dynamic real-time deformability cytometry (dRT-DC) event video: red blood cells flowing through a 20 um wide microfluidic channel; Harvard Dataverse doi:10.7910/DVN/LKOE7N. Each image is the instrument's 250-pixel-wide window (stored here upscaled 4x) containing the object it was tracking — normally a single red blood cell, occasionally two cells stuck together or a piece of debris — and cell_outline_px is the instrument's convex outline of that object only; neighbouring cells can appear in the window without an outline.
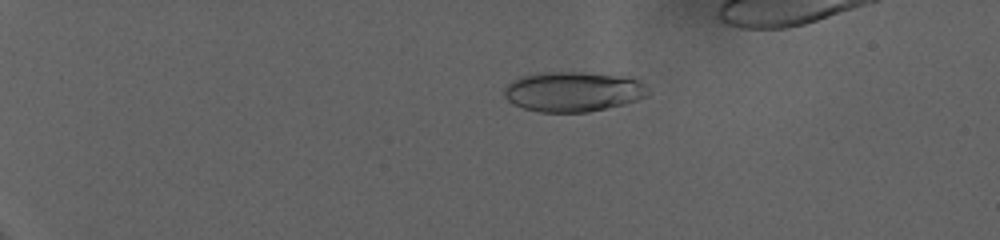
{"species": "human", "species_latin": "Homo sapiens", "temperature_condition": "warm", "stored_images_in_passage": 63, "camera_frame_rate_fps": 3000, "um_per_image_px": 0.085, "donor": {"sex": "female"}, "frame": {"image": 1, "passage_image": 6, "time_ms": 1.667, "image_size_px": [1000, 240], "cell_outline_px": [[648, 96], [624, 104], [588, 112], [540, 112], [524, 108], [512, 104], [504, 96], [504, 88], [512, 80], [520, 76], [540, 72], [580, 72], [612, 76], [636, 80], [644, 84]], "centroid_in_image_um": [48.63, 7.8], "position_along_channel_um": 36.4, "area_um2": 33.12}}
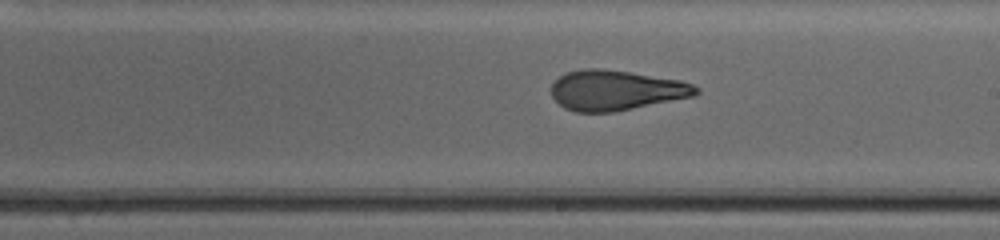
{"frame": {"image": 2, "passage_image": 37, "time_ms": 12.0, "image_size_px": [1000, 240], "cell_outline_px": [[700, 92], [692, 96], [612, 112], [576, 112], [564, 108], [552, 96], [552, 84], [560, 76], [568, 72], [584, 68], [600, 68], [628, 72], [680, 80], [692, 84], [700, 88]], "centroid_in_image_um": [52.34, 7.67], "position_along_channel_um": 236.7, "area_um2": 33.41}}
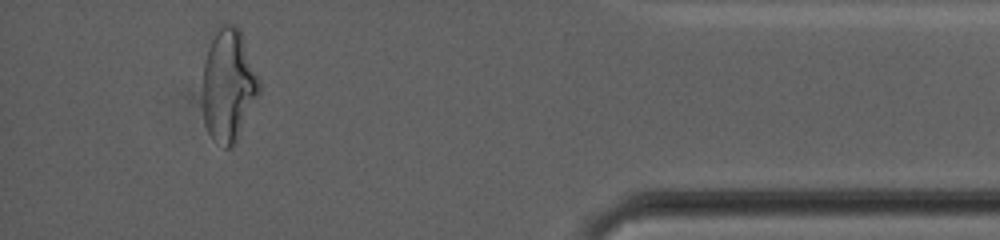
{"frame": {"image": 3, "passage_image": 59, "time_ms": 19.333, "image_size_px": [1000, 240], "cell_outline_px": [[260, 92], [236, 144], [232, 148], [224, 148], [208, 132], [204, 124], [204, 60], [208, 48], [220, 24], [236, 24], [240, 28], [260, 84]], "centroid_in_image_um": [19.44, 7.27], "position_along_channel_um": 415.8, "area_um2": 36.82}}